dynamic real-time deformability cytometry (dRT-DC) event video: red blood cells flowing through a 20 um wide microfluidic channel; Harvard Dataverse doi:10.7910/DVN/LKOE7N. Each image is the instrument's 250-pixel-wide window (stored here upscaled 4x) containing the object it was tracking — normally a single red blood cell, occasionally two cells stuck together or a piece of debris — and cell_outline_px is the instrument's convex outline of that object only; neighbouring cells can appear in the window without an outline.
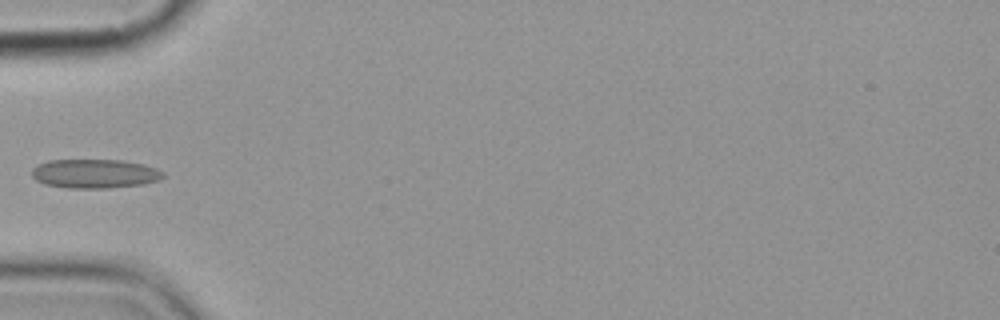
{"species": "common noctule bat (a hibernating species)", "species_latin": "Nyctalus noctula", "temperature_condition": "cold", "stored_images_in_passage": 5, "camera_frame_rate_fps": 3000, "um_per_image_px": 0.085, "animal": {"sex": "female", "body_mass_g": 19.9}, "frame": {"image": 1, "passage_image": 5, "time_ms": 4.667, "image_size_px": [1000, 320], "cell_outline_px": [[164, 176], [160, 180], [144, 184], [108, 188], [68, 188], [44, 184], [36, 180], [32, 176], [32, 168], [48, 160], [120, 160], [144, 164], [156, 168], [164, 172]], "centroid_in_image_um": [8.07, 14.76], "position_along_channel_um": 76.9, "area_um2": 22.31}}